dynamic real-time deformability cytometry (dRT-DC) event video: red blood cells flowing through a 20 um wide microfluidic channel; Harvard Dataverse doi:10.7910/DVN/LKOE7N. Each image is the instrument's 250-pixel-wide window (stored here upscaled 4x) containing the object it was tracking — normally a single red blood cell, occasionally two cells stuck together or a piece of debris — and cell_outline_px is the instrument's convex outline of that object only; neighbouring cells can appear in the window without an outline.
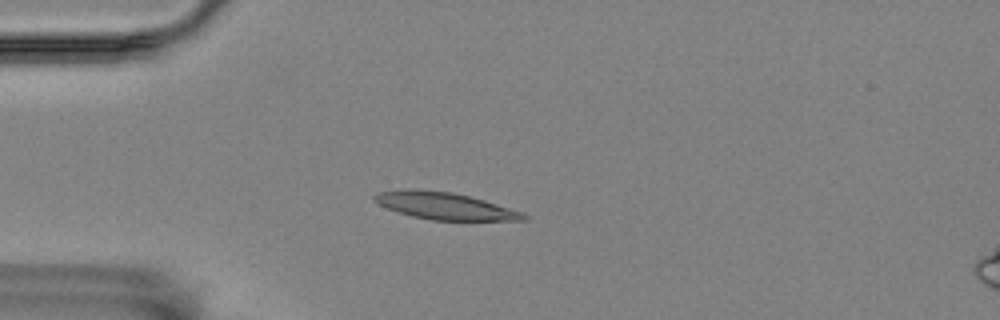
{"species": "Egyptian fruit bat (a non-hibernating species)", "species_latin": "Rousettus aegyptiacus", "temperature_condition": "room temperature", "stored_images_in_passage": 57, "camera_frame_rate_fps": 3000, "um_per_image_px": 0.085, "animal": {"sex": "female"}, "frame": {"image": 1, "passage_image": 14, "time_ms": 4.333, "image_size_px": [1000, 320], "cell_outline_px": [[528, 220], [432, 220], [412, 216], [396, 212], [372, 200], [372, 196], [380, 192], [408, 188], [452, 192], [484, 200], [524, 212], [528, 216]], "centroid_in_image_um": [37.8, 17.5], "position_along_channel_um": 47.2, "area_um2": 23.47}}
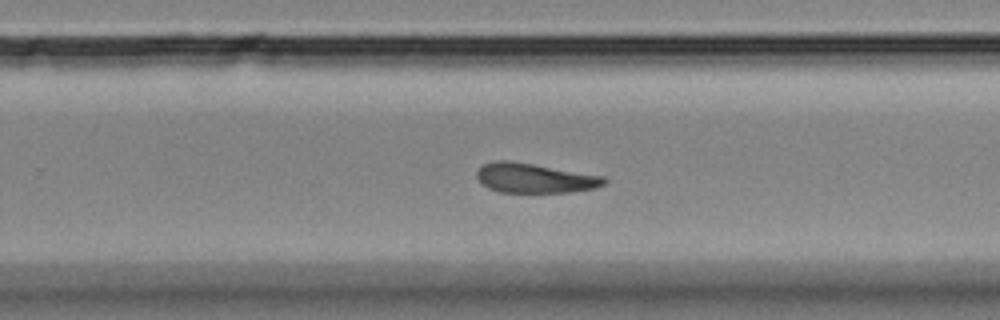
{"frame": {"image": 2, "passage_image": 36, "time_ms": 11.667, "image_size_px": [1000, 320], "cell_outline_px": [[608, 180], [604, 184], [596, 188], [572, 192], [500, 192], [488, 188], [480, 184], [476, 176], [476, 172], [484, 164], [492, 160], [508, 160], [604, 176]], "centroid_in_image_um": [45.42, 15.14], "position_along_channel_um": 284.4, "area_um2": 22.02}}
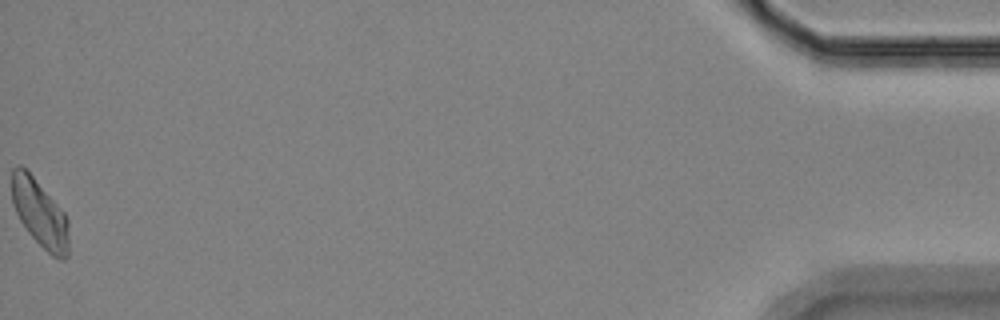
{"frame": {"image": 3, "passage_image": 57, "time_ms": 18.667, "image_size_px": [1000, 320], "cell_outline_px": [[68, 256], [64, 260], [60, 260], [52, 256], [28, 232], [20, 220], [12, 204], [12, 168], [20, 164], [32, 176], [64, 212], [68, 220]], "centroid_in_image_um": [3.39, 18.16], "position_along_channel_um": 431.8, "area_um2": 22.08}, "authors_computed_cell_mechanics": {"area_um2": 22.7154, "velocity_mm_per_s": 3.4466, "shape_relaxation_time_tau1_ms": null, "shape_relaxation_time_tau2_ms": 3.4848, "deformation_change_tau1": null, "deformation_change_tau2": 0.1198}}